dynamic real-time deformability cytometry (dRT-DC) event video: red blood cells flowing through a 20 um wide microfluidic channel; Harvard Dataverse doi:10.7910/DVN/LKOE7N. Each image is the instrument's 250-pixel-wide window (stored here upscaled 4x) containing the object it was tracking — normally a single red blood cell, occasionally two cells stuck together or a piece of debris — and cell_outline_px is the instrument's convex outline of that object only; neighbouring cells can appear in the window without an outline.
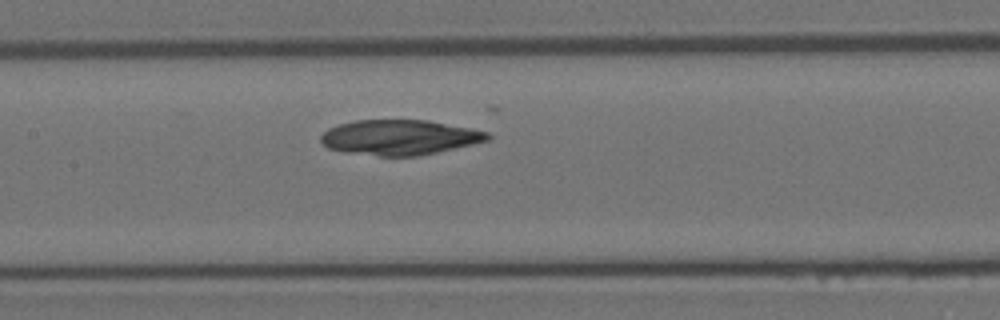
{"species": "Egyptian fruit bat (a non-hibernating species)", "species_latin": "Rousettus aegyptiacus", "temperature_condition": "room temperature", "stored_images_in_passage": 23, "camera_frame_rate_fps": 3000, "um_per_image_px": 0.085, "animal": {"sex": "female"}, "frame": {"image": 1, "passage_image": 15, "time_ms": 4.667, "image_size_px": [1000, 320], "cell_outline_px": [[492, 136], [488, 140], [472, 144], [420, 156], [380, 156], [344, 152], [328, 148], [320, 140], [320, 136], [328, 128], [340, 124], [356, 120], [428, 120], [488, 132]], "centroid_in_image_um": [33.94, 11.68], "position_along_channel_um": 173.5, "area_um2": 33.99}}
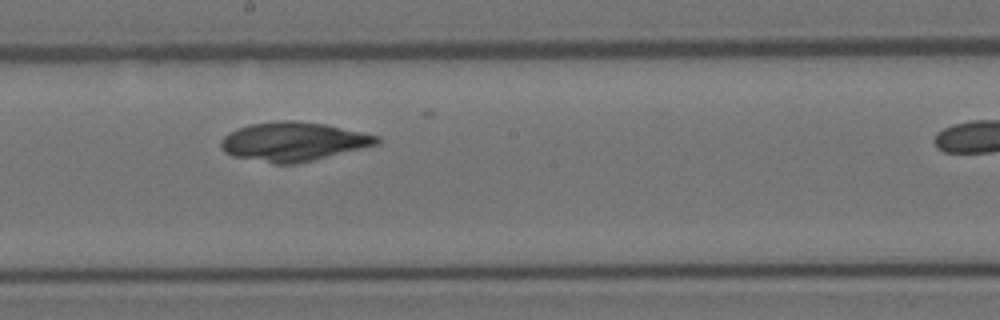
{"frame": {"image": 2, "passage_image": 19, "time_ms": 6.0, "image_size_px": [1000, 320], "cell_outline_px": [[380, 144], [296, 164], [272, 164], [232, 156], [224, 152], [220, 148], [220, 140], [228, 132], [236, 128], [248, 124], [276, 120], [292, 120], [324, 124], [380, 136]], "centroid_in_image_um": [24.88, 12.04], "position_along_channel_um": 223.3, "area_um2": 35.72}}
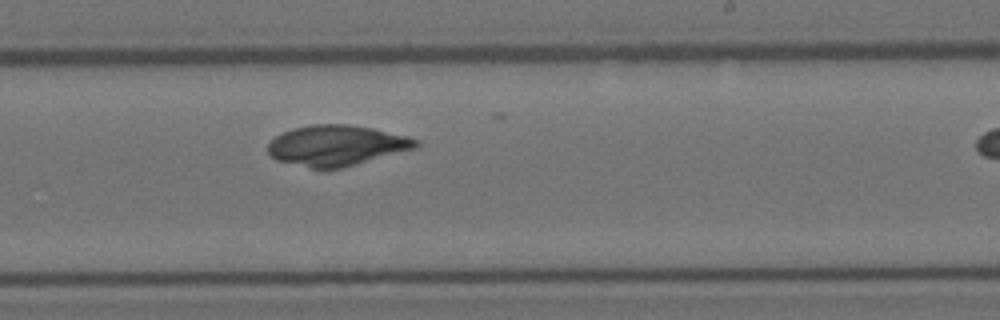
{"frame": {"image": 3, "passage_image": 22, "time_ms": 7.0, "image_size_px": [1000, 320], "cell_outline_px": [[420, 144], [416, 148], [340, 168], [312, 168], [276, 160], [268, 156], [268, 144], [276, 136], [292, 128], [312, 124], [348, 124], [372, 128], [408, 136], [420, 140]], "centroid_in_image_um": [28.6, 12.35], "position_along_channel_um": 260.4, "area_um2": 34.8}}